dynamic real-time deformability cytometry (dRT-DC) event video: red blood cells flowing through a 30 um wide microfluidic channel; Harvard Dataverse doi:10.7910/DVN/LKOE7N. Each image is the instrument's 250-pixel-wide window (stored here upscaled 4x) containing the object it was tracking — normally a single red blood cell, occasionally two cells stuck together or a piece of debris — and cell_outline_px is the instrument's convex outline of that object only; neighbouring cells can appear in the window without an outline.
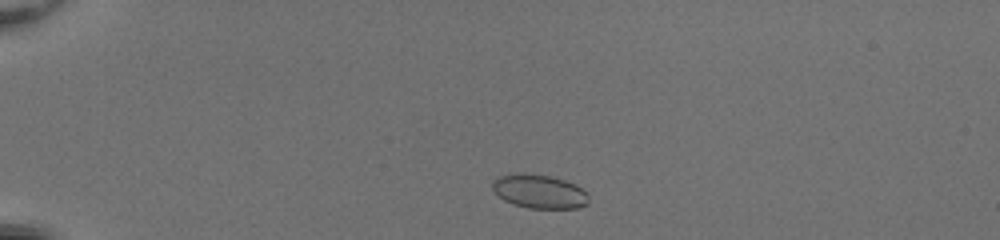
{"species": "common noctule bat (a hibernating species)", "species_latin": "Nyctalus noctula", "temperature_condition": "room temperature", "stored_images_in_passage": 43, "camera_frame_rate_fps": 3000, "um_per_image_px": 0.085, "animal": {"sex": "female", "body_mass_g": 20.0, "forearm_length_mm": 54.0}, "frame": {"image": 1, "passage_image": 4, "time_ms": 1.0, "image_size_px": [1000, 240], "cell_outline_px": [[588, 204], [580, 208], [528, 208], [512, 204], [504, 200], [492, 188], [492, 180], [500, 176], [516, 172], [520, 172], [548, 176], [564, 180], [580, 188], [588, 196]], "centroid_in_image_um": [45.8, 16.28], "position_along_channel_um": 39.2, "area_um2": 18.84}}
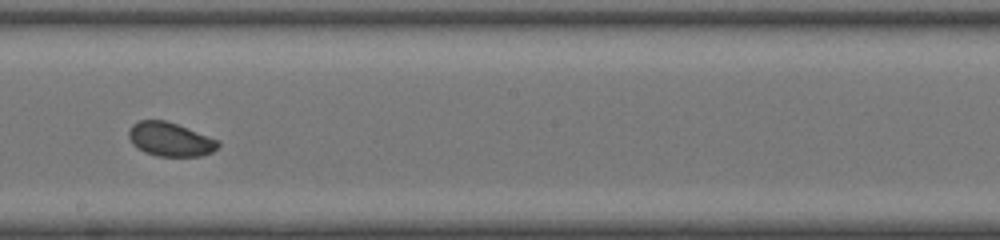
{"frame": {"image": 2, "passage_image": 23, "time_ms": 7.333, "image_size_px": [1000, 240], "cell_outline_px": [[220, 144], [212, 152], [200, 156], [156, 156], [144, 152], [136, 148], [132, 144], [128, 136], [128, 128], [132, 124], [140, 120], [164, 120], [176, 124], [220, 140]], "centroid_in_image_um": [14.43, 11.85], "position_along_channel_um": 233.8, "area_um2": 17.74}}
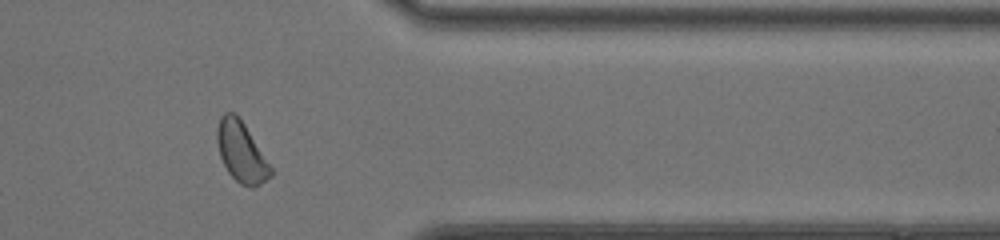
{"frame": {"image": 3, "passage_image": 35, "time_ms": 11.333, "image_size_px": [1000, 240], "cell_outline_px": [[272, 176], [260, 184], [252, 188], [240, 184], [228, 172], [220, 156], [216, 140], [216, 128], [220, 116], [224, 112], [236, 112], [244, 124], [272, 168]], "centroid_in_image_um": [20.48, 12.9], "position_along_channel_um": 390.9, "area_um2": 18.79}, "authors_computed_cell_mechanics": {"area_um2": 18.6116, "velocity_mm_per_s": 4.1154, "shape_relaxation_time_tau1_ms": 2.4802, "shape_relaxation_time_tau2_ms": null, "deformation_change_tau1": 0.0817, "deformation_change_tau2": null}}